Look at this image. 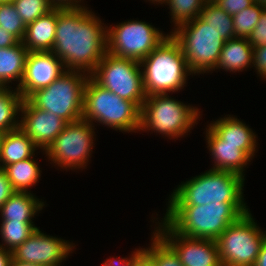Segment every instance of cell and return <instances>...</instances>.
Returning <instances> with one entry per match:
<instances>
[{
    "instance_id": "obj_1",
    "label": "cell",
    "mask_w": 266,
    "mask_h": 266,
    "mask_svg": "<svg viewBox=\"0 0 266 266\" xmlns=\"http://www.w3.org/2000/svg\"><path fill=\"white\" fill-rule=\"evenodd\" d=\"M52 52L66 70L90 76L107 53V26L86 5L58 8Z\"/></svg>"
},
{
    "instance_id": "obj_2",
    "label": "cell",
    "mask_w": 266,
    "mask_h": 266,
    "mask_svg": "<svg viewBox=\"0 0 266 266\" xmlns=\"http://www.w3.org/2000/svg\"><path fill=\"white\" fill-rule=\"evenodd\" d=\"M247 203L167 206L164 221L185 237L216 240L230 224L250 210Z\"/></svg>"
},
{
    "instance_id": "obj_3",
    "label": "cell",
    "mask_w": 266,
    "mask_h": 266,
    "mask_svg": "<svg viewBox=\"0 0 266 266\" xmlns=\"http://www.w3.org/2000/svg\"><path fill=\"white\" fill-rule=\"evenodd\" d=\"M245 177L222 170L209 169L181 182L169 195L168 206H196L209 203H245Z\"/></svg>"
},
{
    "instance_id": "obj_4",
    "label": "cell",
    "mask_w": 266,
    "mask_h": 266,
    "mask_svg": "<svg viewBox=\"0 0 266 266\" xmlns=\"http://www.w3.org/2000/svg\"><path fill=\"white\" fill-rule=\"evenodd\" d=\"M140 65L147 96L178 92L186 86L187 76L192 74L181 46L171 34L141 60Z\"/></svg>"
},
{
    "instance_id": "obj_5",
    "label": "cell",
    "mask_w": 266,
    "mask_h": 266,
    "mask_svg": "<svg viewBox=\"0 0 266 266\" xmlns=\"http://www.w3.org/2000/svg\"><path fill=\"white\" fill-rule=\"evenodd\" d=\"M141 109L129 100L101 87L88 78L83 99L82 118L121 132L140 131ZM94 122V123H93Z\"/></svg>"
},
{
    "instance_id": "obj_6",
    "label": "cell",
    "mask_w": 266,
    "mask_h": 266,
    "mask_svg": "<svg viewBox=\"0 0 266 266\" xmlns=\"http://www.w3.org/2000/svg\"><path fill=\"white\" fill-rule=\"evenodd\" d=\"M200 110L168 94L146 96L140 112V131L161 133L169 139L185 136L200 121Z\"/></svg>"
},
{
    "instance_id": "obj_7",
    "label": "cell",
    "mask_w": 266,
    "mask_h": 266,
    "mask_svg": "<svg viewBox=\"0 0 266 266\" xmlns=\"http://www.w3.org/2000/svg\"><path fill=\"white\" fill-rule=\"evenodd\" d=\"M179 43L192 75L215 71L225 40L200 17L177 26L170 32Z\"/></svg>"
},
{
    "instance_id": "obj_8",
    "label": "cell",
    "mask_w": 266,
    "mask_h": 266,
    "mask_svg": "<svg viewBox=\"0 0 266 266\" xmlns=\"http://www.w3.org/2000/svg\"><path fill=\"white\" fill-rule=\"evenodd\" d=\"M90 76L66 70L48 87L32 93L27 100L36 108L55 114L67 123L82 118L84 90Z\"/></svg>"
},
{
    "instance_id": "obj_9",
    "label": "cell",
    "mask_w": 266,
    "mask_h": 266,
    "mask_svg": "<svg viewBox=\"0 0 266 266\" xmlns=\"http://www.w3.org/2000/svg\"><path fill=\"white\" fill-rule=\"evenodd\" d=\"M251 211L242 215L216 239L223 266H254L266 239Z\"/></svg>"
},
{
    "instance_id": "obj_10",
    "label": "cell",
    "mask_w": 266,
    "mask_h": 266,
    "mask_svg": "<svg viewBox=\"0 0 266 266\" xmlns=\"http://www.w3.org/2000/svg\"><path fill=\"white\" fill-rule=\"evenodd\" d=\"M140 61L109 54L103 56L90 77L101 87L140 109L146 99Z\"/></svg>"
},
{
    "instance_id": "obj_11",
    "label": "cell",
    "mask_w": 266,
    "mask_h": 266,
    "mask_svg": "<svg viewBox=\"0 0 266 266\" xmlns=\"http://www.w3.org/2000/svg\"><path fill=\"white\" fill-rule=\"evenodd\" d=\"M95 129L83 118L69 122L43 153L51 161L50 164L66 171L86 168L93 152Z\"/></svg>"
},
{
    "instance_id": "obj_12",
    "label": "cell",
    "mask_w": 266,
    "mask_h": 266,
    "mask_svg": "<svg viewBox=\"0 0 266 266\" xmlns=\"http://www.w3.org/2000/svg\"><path fill=\"white\" fill-rule=\"evenodd\" d=\"M107 26V52L117 57L137 61L147 57L166 35L158 28L144 21L128 20Z\"/></svg>"
},
{
    "instance_id": "obj_13",
    "label": "cell",
    "mask_w": 266,
    "mask_h": 266,
    "mask_svg": "<svg viewBox=\"0 0 266 266\" xmlns=\"http://www.w3.org/2000/svg\"><path fill=\"white\" fill-rule=\"evenodd\" d=\"M155 223L154 230L174 249L183 266H223L216 240L185 237L163 219Z\"/></svg>"
},
{
    "instance_id": "obj_14",
    "label": "cell",
    "mask_w": 266,
    "mask_h": 266,
    "mask_svg": "<svg viewBox=\"0 0 266 266\" xmlns=\"http://www.w3.org/2000/svg\"><path fill=\"white\" fill-rule=\"evenodd\" d=\"M75 245L69 240L47 235L37 228L32 235L19 245L12 257L20 262L43 266H60L72 253Z\"/></svg>"
},
{
    "instance_id": "obj_15",
    "label": "cell",
    "mask_w": 266,
    "mask_h": 266,
    "mask_svg": "<svg viewBox=\"0 0 266 266\" xmlns=\"http://www.w3.org/2000/svg\"><path fill=\"white\" fill-rule=\"evenodd\" d=\"M66 71L62 60L52 51H29L20 86L17 87L23 99L35 91L48 87Z\"/></svg>"
},
{
    "instance_id": "obj_16",
    "label": "cell",
    "mask_w": 266,
    "mask_h": 266,
    "mask_svg": "<svg viewBox=\"0 0 266 266\" xmlns=\"http://www.w3.org/2000/svg\"><path fill=\"white\" fill-rule=\"evenodd\" d=\"M20 128L45 151L67 122L55 114L34 107L27 99L21 105Z\"/></svg>"
},
{
    "instance_id": "obj_17",
    "label": "cell",
    "mask_w": 266,
    "mask_h": 266,
    "mask_svg": "<svg viewBox=\"0 0 266 266\" xmlns=\"http://www.w3.org/2000/svg\"><path fill=\"white\" fill-rule=\"evenodd\" d=\"M206 129V142L214 159L211 169L230 171L245 176L244 171L252 158L239 145L222 144V138L209 126Z\"/></svg>"
},
{
    "instance_id": "obj_18",
    "label": "cell",
    "mask_w": 266,
    "mask_h": 266,
    "mask_svg": "<svg viewBox=\"0 0 266 266\" xmlns=\"http://www.w3.org/2000/svg\"><path fill=\"white\" fill-rule=\"evenodd\" d=\"M211 122L209 126L222 138V144L239 145V149L254 159L258 147L257 136L249 125L229 114Z\"/></svg>"
},
{
    "instance_id": "obj_19",
    "label": "cell",
    "mask_w": 266,
    "mask_h": 266,
    "mask_svg": "<svg viewBox=\"0 0 266 266\" xmlns=\"http://www.w3.org/2000/svg\"><path fill=\"white\" fill-rule=\"evenodd\" d=\"M57 18L58 8H54L49 13L26 25L25 36L22 43L28 51H52L56 34Z\"/></svg>"
},
{
    "instance_id": "obj_20",
    "label": "cell",
    "mask_w": 266,
    "mask_h": 266,
    "mask_svg": "<svg viewBox=\"0 0 266 266\" xmlns=\"http://www.w3.org/2000/svg\"><path fill=\"white\" fill-rule=\"evenodd\" d=\"M38 149L21 128L1 134L0 168L33 157Z\"/></svg>"
},
{
    "instance_id": "obj_21",
    "label": "cell",
    "mask_w": 266,
    "mask_h": 266,
    "mask_svg": "<svg viewBox=\"0 0 266 266\" xmlns=\"http://www.w3.org/2000/svg\"><path fill=\"white\" fill-rule=\"evenodd\" d=\"M45 206L44 202L29 192L15 191L0 209L1 221L34 223L32 218Z\"/></svg>"
},
{
    "instance_id": "obj_22",
    "label": "cell",
    "mask_w": 266,
    "mask_h": 266,
    "mask_svg": "<svg viewBox=\"0 0 266 266\" xmlns=\"http://www.w3.org/2000/svg\"><path fill=\"white\" fill-rule=\"evenodd\" d=\"M253 65V47L247 38L235 37L225 41L215 69L242 72Z\"/></svg>"
},
{
    "instance_id": "obj_23",
    "label": "cell",
    "mask_w": 266,
    "mask_h": 266,
    "mask_svg": "<svg viewBox=\"0 0 266 266\" xmlns=\"http://www.w3.org/2000/svg\"><path fill=\"white\" fill-rule=\"evenodd\" d=\"M28 49L22 42H18L14 46L0 48V86L8 87L12 81L19 82L24 76L25 62Z\"/></svg>"
},
{
    "instance_id": "obj_24",
    "label": "cell",
    "mask_w": 266,
    "mask_h": 266,
    "mask_svg": "<svg viewBox=\"0 0 266 266\" xmlns=\"http://www.w3.org/2000/svg\"><path fill=\"white\" fill-rule=\"evenodd\" d=\"M38 161L34 156L28 159L4 166V170L10 184L15 191L29 192V188L36 186L41 176Z\"/></svg>"
},
{
    "instance_id": "obj_25",
    "label": "cell",
    "mask_w": 266,
    "mask_h": 266,
    "mask_svg": "<svg viewBox=\"0 0 266 266\" xmlns=\"http://www.w3.org/2000/svg\"><path fill=\"white\" fill-rule=\"evenodd\" d=\"M23 100L17 87L14 90L10 85L8 88H0V134L20 128V120L18 119H20Z\"/></svg>"
},
{
    "instance_id": "obj_26",
    "label": "cell",
    "mask_w": 266,
    "mask_h": 266,
    "mask_svg": "<svg viewBox=\"0 0 266 266\" xmlns=\"http://www.w3.org/2000/svg\"><path fill=\"white\" fill-rule=\"evenodd\" d=\"M199 17L213 27L225 41L235 38L233 17L215 3H206Z\"/></svg>"
},
{
    "instance_id": "obj_27",
    "label": "cell",
    "mask_w": 266,
    "mask_h": 266,
    "mask_svg": "<svg viewBox=\"0 0 266 266\" xmlns=\"http://www.w3.org/2000/svg\"><path fill=\"white\" fill-rule=\"evenodd\" d=\"M1 222L0 235L3 243L0 246L11 252L27 240L38 228L34 223H25L22 221Z\"/></svg>"
},
{
    "instance_id": "obj_28",
    "label": "cell",
    "mask_w": 266,
    "mask_h": 266,
    "mask_svg": "<svg viewBox=\"0 0 266 266\" xmlns=\"http://www.w3.org/2000/svg\"><path fill=\"white\" fill-rule=\"evenodd\" d=\"M151 245L144 248L147 259L154 266H183L174 249L154 230Z\"/></svg>"
},
{
    "instance_id": "obj_29",
    "label": "cell",
    "mask_w": 266,
    "mask_h": 266,
    "mask_svg": "<svg viewBox=\"0 0 266 266\" xmlns=\"http://www.w3.org/2000/svg\"><path fill=\"white\" fill-rule=\"evenodd\" d=\"M205 4L206 0H168L165 5L169 6L175 29L180 24L199 17Z\"/></svg>"
},
{
    "instance_id": "obj_30",
    "label": "cell",
    "mask_w": 266,
    "mask_h": 266,
    "mask_svg": "<svg viewBox=\"0 0 266 266\" xmlns=\"http://www.w3.org/2000/svg\"><path fill=\"white\" fill-rule=\"evenodd\" d=\"M265 9L261 4L255 2L248 8L234 14V32L235 37L248 38L251 31L259 21L262 11Z\"/></svg>"
},
{
    "instance_id": "obj_31",
    "label": "cell",
    "mask_w": 266,
    "mask_h": 266,
    "mask_svg": "<svg viewBox=\"0 0 266 266\" xmlns=\"http://www.w3.org/2000/svg\"><path fill=\"white\" fill-rule=\"evenodd\" d=\"M0 28L7 30L19 42H22L26 25L18 15L12 2L0 3Z\"/></svg>"
},
{
    "instance_id": "obj_32",
    "label": "cell",
    "mask_w": 266,
    "mask_h": 266,
    "mask_svg": "<svg viewBox=\"0 0 266 266\" xmlns=\"http://www.w3.org/2000/svg\"><path fill=\"white\" fill-rule=\"evenodd\" d=\"M12 3L25 25L55 8L50 0H13Z\"/></svg>"
},
{
    "instance_id": "obj_33",
    "label": "cell",
    "mask_w": 266,
    "mask_h": 266,
    "mask_svg": "<svg viewBox=\"0 0 266 266\" xmlns=\"http://www.w3.org/2000/svg\"><path fill=\"white\" fill-rule=\"evenodd\" d=\"M136 251L131 253L128 258H112L106 259L102 266H142V263L147 259L144 248H135Z\"/></svg>"
},
{
    "instance_id": "obj_34",
    "label": "cell",
    "mask_w": 266,
    "mask_h": 266,
    "mask_svg": "<svg viewBox=\"0 0 266 266\" xmlns=\"http://www.w3.org/2000/svg\"><path fill=\"white\" fill-rule=\"evenodd\" d=\"M247 39L253 48L266 46V8L262 11L258 23Z\"/></svg>"
},
{
    "instance_id": "obj_35",
    "label": "cell",
    "mask_w": 266,
    "mask_h": 266,
    "mask_svg": "<svg viewBox=\"0 0 266 266\" xmlns=\"http://www.w3.org/2000/svg\"><path fill=\"white\" fill-rule=\"evenodd\" d=\"M254 3V0H217L215 2L218 7L231 16L250 7Z\"/></svg>"
},
{
    "instance_id": "obj_36",
    "label": "cell",
    "mask_w": 266,
    "mask_h": 266,
    "mask_svg": "<svg viewBox=\"0 0 266 266\" xmlns=\"http://www.w3.org/2000/svg\"><path fill=\"white\" fill-rule=\"evenodd\" d=\"M256 73L266 79V46L253 48V65Z\"/></svg>"
},
{
    "instance_id": "obj_37",
    "label": "cell",
    "mask_w": 266,
    "mask_h": 266,
    "mask_svg": "<svg viewBox=\"0 0 266 266\" xmlns=\"http://www.w3.org/2000/svg\"><path fill=\"white\" fill-rule=\"evenodd\" d=\"M14 192L4 170L0 168V209Z\"/></svg>"
},
{
    "instance_id": "obj_38",
    "label": "cell",
    "mask_w": 266,
    "mask_h": 266,
    "mask_svg": "<svg viewBox=\"0 0 266 266\" xmlns=\"http://www.w3.org/2000/svg\"><path fill=\"white\" fill-rule=\"evenodd\" d=\"M19 41L7 30L0 28V48L14 46Z\"/></svg>"
},
{
    "instance_id": "obj_39",
    "label": "cell",
    "mask_w": 266,
    "mask_h": 266,
    "mask_svg": "<svg viewBox=\"0 0 266 266\" xmlns=\"http://www.w3.org/2000/svg\"><path fill=\"white\" fill-rule=\"evenodd\" d=\"M84 1V0H83ZM82 0H50V3L55 8H75V7H83L80 3Z\"/></svg>"
},
{
    "instance_id": "obj_40",
    "label": "cell",
    "mask_w": 266,
    "mask_h": 266,
    "mask_svg": "<svg viewBox=\"0 0 266 266\" xmlns=\"http://www.w3.org/2000/svg\"><path fill=\"white\" fill-rule=\"evenodd\" d=\"M12 252L0 246V266H9Z\"/></svg>"
},
{
    "instance_id": "obj_41",
    "label": "cell",
    "mask_w": 266,
    "mask_h": 266,
    "mask_svg": "<svg viewBox=\"0 0 266 266\" xmlns=\"http://www.w3.org/2000/svg\"><path fill=\"white\" fill-rule=\"evenodd\" d=\"M254 266H266V239L261 246Z\"/></svg>"
},
{
    "instance_id": "obj_42",
    "label": "cell",
    "mask_w": 266,
    "mask_h": 266,
    "mask_svg": "<svg viewBox=\"0 0 266 266\" xmlns=\"http://www.w3.org/2000/svg\"><path fill=\"white\" fill-rule=\"evenodd\" d=\"M9 266H43V265L32 264V263H27V262H20V261L15 260V259L12 257Z\"/></svg>"
},
{
    "instance_id": "obj_43",
    "label": "cell",
    "mask_w": 266,
    "mask_h": 266,
    "mask_svg": "<svg viewBox=\"0 0 266 266\" xmlns=\"http://www.w3.org/2000/svg\"><path fill=\"white\" fill-rule=\"evenodd\" d=\"M151 1L153 4H166L168 0H148Z\"/></svg>"
},
{
    "instance_id": "obj_44",
    "label": "cell",
    "mask_w": 266,
    "mask_h": 266,
    "mask_svg": "<svg viewBox=\"0 0 266 266\" xmlns=\"http://www.w3.org/2000/svg\"><path fill=\"white\" fill-rule=\"evenodd\" d=\"M142 266H154L148 259H146L143 263Z\"/></svg>"
},
{
    "instance_id": "obj_45",
    "label": "cell",
    "mask_w": 266,
    "mask_h": 266,
    "mask_svg": "<svg viewBox=\"0 0 266 266\" xmlns=\"http://www.w3.org/2000/svg\"><path fill=\"white\" fill-rule=\"evenodd\" d=\"M217 0H206V3H215Z\"/></svg>"
},
{
    "instance_id": "obj_46",
    "label": "cell",
    "mask_w": 266,
    "mask_h": 266,
    "mask_svg": "<svg viewBox=\"0 0 266 266\" xmlns=\"http://www.w3.org/2000/svg\"><path fill=\"white\" fill-rule=\"evenodd\" d=\"M255 2L261 4L263 6V0H254Z\"/></svg>"
},
{
    "instance_id": "obj_47",
    "label": "cell",
    "mask_w": 266,
    "mask_h": 266,
    "mask_svg": "<svg viewBox=\"0 0 266 266\" xmlns=\"http://www.w3.org/2000/svg\"><path fill=\"white\" fill-rule=\"evenodd\" d=\"M13 0H0V3H5V2H12Z\"/></svg>"
},
{
    "instance_id": "obj_48",
    "label": "cell",
    "mask_w": 266,
    "mask_h": 266,
    "mask_svg": "<svg viewBox=\"0 0 266 266\" xmlns=\"http://www.w3.org/2000/svg\"><path fill=\"white\" fill-rule=\"evenodd\" d=\"M263 7L266 8V0H263Z\"/></svg>"
}]
</instances>
